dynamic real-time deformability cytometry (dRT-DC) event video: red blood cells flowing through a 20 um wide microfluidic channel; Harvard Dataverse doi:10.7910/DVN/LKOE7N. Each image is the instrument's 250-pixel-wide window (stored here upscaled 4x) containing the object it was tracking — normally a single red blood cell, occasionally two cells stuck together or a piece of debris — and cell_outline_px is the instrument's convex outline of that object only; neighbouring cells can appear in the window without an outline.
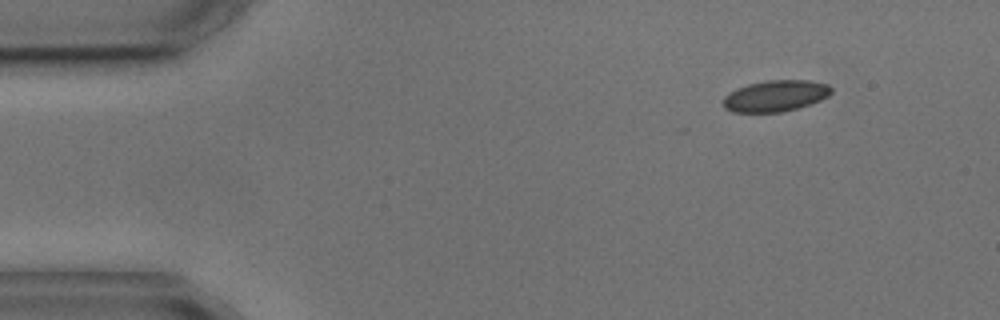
{"species": "common noctule bat (a hibernating species)", "species_latin": "Nyctalus noctula", "temperature_condition": "cold", "stored_images_in_passage": 2, "camera_frame_rate_fps": 3000, "um_per_image_px": 0.085, "animal": {"sex": "male", "body_mass_g": 17.9, "forearm_length_mm": 54.2}, "frame": {"image": 1, "passage_image": 2, "time_ms": 1.0, "image_size_px": [1000, 320], "cell_outline_px": [[832, 92], [828, 96], [820, 100], [796, 108], [780, 112], [732, 112], [724, 108], [724, 96], [728, 92], [736, 88], [748, 84], [768, 80], [812, 80], [828, 84], [832, 88]], "centroid_in_image_um": [65.91, 8.14], "position_along_channel_um": 19.1, "area_um2": 19.71}}